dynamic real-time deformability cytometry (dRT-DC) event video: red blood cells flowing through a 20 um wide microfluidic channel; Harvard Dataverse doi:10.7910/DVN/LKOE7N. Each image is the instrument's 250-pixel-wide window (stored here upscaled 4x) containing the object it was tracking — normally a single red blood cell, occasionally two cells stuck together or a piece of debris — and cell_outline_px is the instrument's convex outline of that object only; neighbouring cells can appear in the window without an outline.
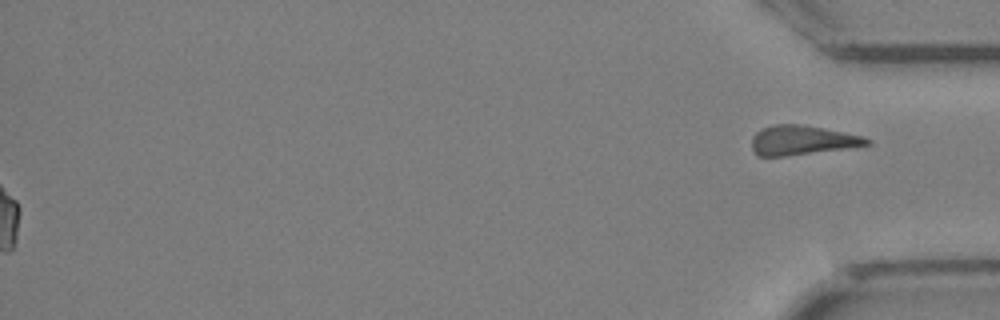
{"species": "Egyptian fruit bat (a non-hibernating species)", "species_latin": "Rousettus aegyptiacus", "temperature_condition": "cold", "stored_images_in_passage": 32, "segment_of_instrument_passage": [2, 2], "camera_frame_rate_fps": 3000, "um_per_image_px": 0.085, "animal": {"sex": "female"}, "frame": {"image": 1, "passage_image": 32, "time_ms": 10.333, "image_size_px": [1000, 320], "cell_outline_px": [[872, 144], [844, 148], [784, 156], [756, 156], [752, 152], [752, 136], [756, 132], [764, 128], [776, 124], [800, 124], [860, 136], [872, 140]], "centroid_in_image_um": [68.1, 11.93], "position_along_channel_um": 367.1, "area_um2": 19.31}}